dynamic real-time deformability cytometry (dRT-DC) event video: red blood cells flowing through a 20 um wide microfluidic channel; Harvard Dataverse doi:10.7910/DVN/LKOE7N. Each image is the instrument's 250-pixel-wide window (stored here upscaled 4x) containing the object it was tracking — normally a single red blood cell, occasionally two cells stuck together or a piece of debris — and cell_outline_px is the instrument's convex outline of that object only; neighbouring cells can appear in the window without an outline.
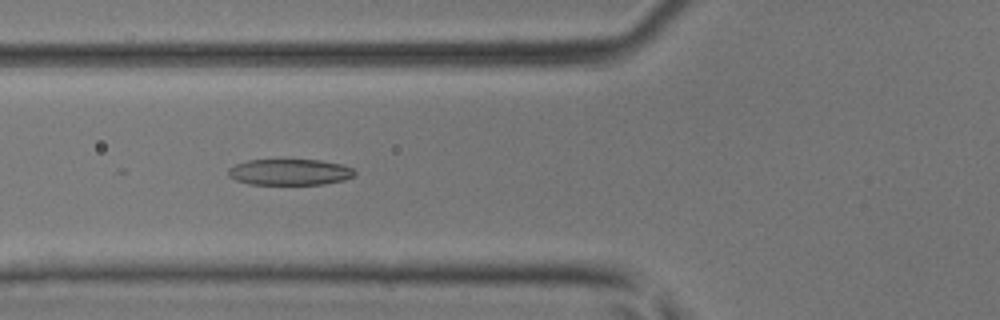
{"species": "common noctule bat (a hibernating species)", "species_latin": "Nyctalus noctula", "temperature_condition": "room temperature", "stored_images_in_passage": 8, "camera_frame_rate_fps": 3000, "um_per_image_px": 0.085, "animal": {"sex": "male", "body_mass_g": 17.9, "forearm_length_mm": 54.2}, "frame": {"image": 1, "passage_image": 6, "time_ms": 6.0, "image_size_px": [1000, 320], "cell_outline_px": [[356, 176], [344, 180], [324, 184], [248, 184], [236, 180], [228, 176], [228, 168], [236, 164], [248, 160], [320, 160], [340, 164], [352, 168], [356, 172]], "centroid_in_image_um": [24.63, 14.63], "position_along_channel_um": 101.2, "area_um2": 19.25}}
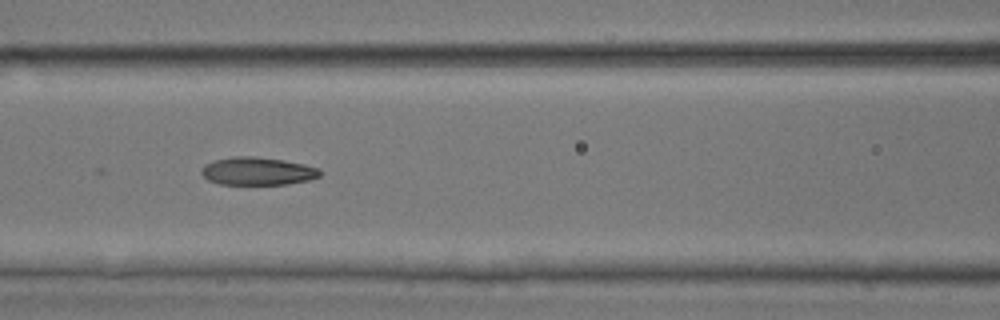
{"frame": {"image": 2, "passage_image": 7, "time_ms": 7.0, "image_size_px": [1000, 320], "cell_outline_px": [[320, 176], [312, 180], [288, 184], [220, 184], [208, 180], [200, 172], [204, 164], [216, 160], [236, 156], [256, 156], [284, 160], [304, 164], [320, 168]], "centroid_in_image_um": [21.92, 14.55], "position_along_channel_um": 144.7, "area_um2": 19.36}}